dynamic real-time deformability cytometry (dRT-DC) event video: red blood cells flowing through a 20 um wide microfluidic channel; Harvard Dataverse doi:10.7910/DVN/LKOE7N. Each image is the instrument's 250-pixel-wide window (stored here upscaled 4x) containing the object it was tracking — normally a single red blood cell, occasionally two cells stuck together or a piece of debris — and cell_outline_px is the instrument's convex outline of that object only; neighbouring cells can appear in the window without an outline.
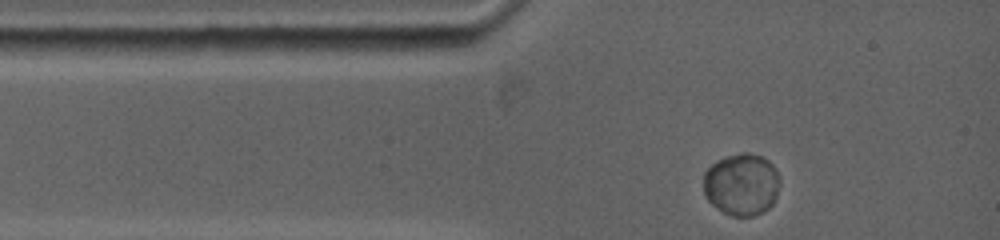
{"species": "common noctule bat (a hibernating species)", "species_latin": "Nyctalus noctula", "temperature_condition": "warm", "stored_images_in_passage": 36, "camera_frame_rate_fps": 5000, "um_per_image_px": 0.085, "animal": {"sex": "female", "body_mass_g": 19.0, "forearm_length_mm": 53.3}, "frame": {"image": 1, "passage_image": 1, "time_ms": 0.0, "image_size_px": [1000, 240], "cell_outline_px": [[780, 180], [776, 196], [772, 204], [764, 212], [752, 216], [732, 216], [716, 208], [704, 196], [704, 172], [712, 164], [728, 156], [744, 152], [748, 152], [760, 156], [768, 160], [772, 164]], "centroid_in_image_um": [63.03, 15.69], "position_along_channel_um": 22.0, "area_um2": 27.51}}
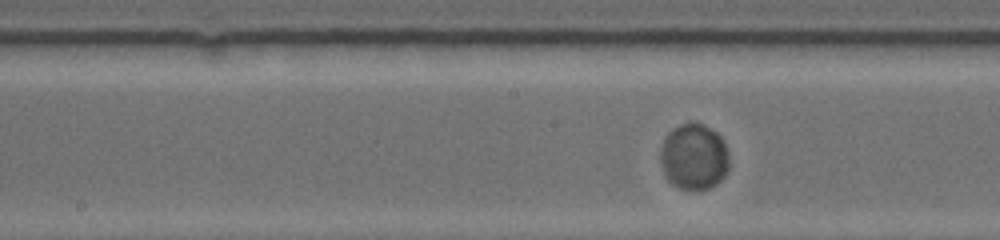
{"frame": {"image": 2, "passage_image": 11, "time_ms": 5.0, "image_size_px": [1000, 240], "cell_outline_px": [[728, 172], [716, 184], [708, 188], [696, 192], [680, 188], [672, 184], [664, 176], [660, 156], [660, 152], [664, 136], [668, 132], [680, 124], [688, 120], [696, 120], [716, 132], [720, 136], [724, 144], [728, 156]], "centroid_in_image_um": [58.96, 13.32], "position_along_channel_um": 189.2, "area_um2": 26.99}}
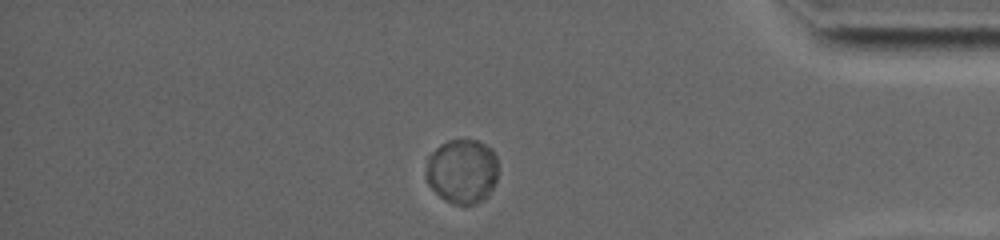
{"frame": {"image": 3, "passage_image": 26, "time_ms": 11.4, "image_size_px": [1000, 240], "cell_outline_px": [[496, 180], [488, 196], [476, 204], [456, 204], [444, 200], [428, 184], [424, 172], [428, 156], [440, 144], [448, 140], [476, 140], [492, 148], [496, 156]], "centroid_in_image_um": [39.26, 14.55], "position_along_channel_um": 395.9, "area_um2": 27.22}}